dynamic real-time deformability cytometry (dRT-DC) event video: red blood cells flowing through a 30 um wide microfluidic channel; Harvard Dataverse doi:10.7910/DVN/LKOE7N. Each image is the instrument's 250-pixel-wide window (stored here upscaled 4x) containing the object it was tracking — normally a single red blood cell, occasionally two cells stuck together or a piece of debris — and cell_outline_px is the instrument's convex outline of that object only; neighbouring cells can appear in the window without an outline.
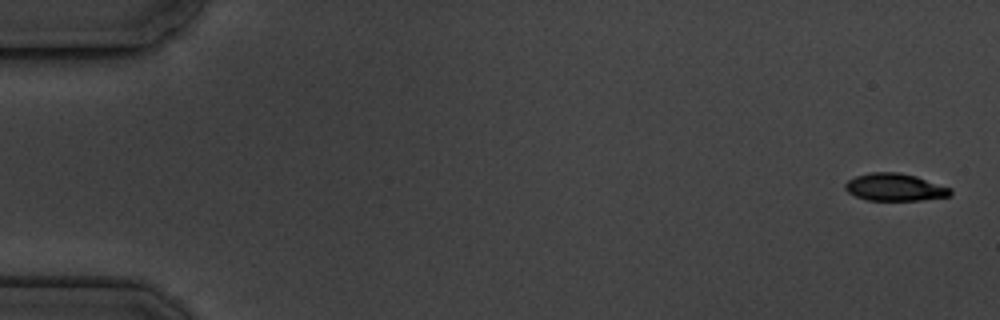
{"species": "common noctule bat (a hibernating species)", "species_latin": "Nyctalus noctula", "temperature_condition": "cold", "stored_images_in_passage": 15, "camera_frame_rate_fps": 3000, "um_per_image_px": 0.085, "animal": {"sex": "male", "body_mass_g": 19.5, "forearm_length_mm": 54.6}, "frame": {"image": 1, "passage_image": 1, "time_ms": 0.0, "image_size_px": [1000, 320], "cell_outline_px": [[952, 192], [948, 196], [920, 200], [868, 200], [856, 196], [848, 192], [844, 188], [844, 184], [848, 180], [856, 176], [872, 172], [896, 172], [916, 176], [952, 188]], "centroid_in_image_um": [76.05, 15.91], "position_along_channel_um": 8.9, "area_um2": 16.7}}
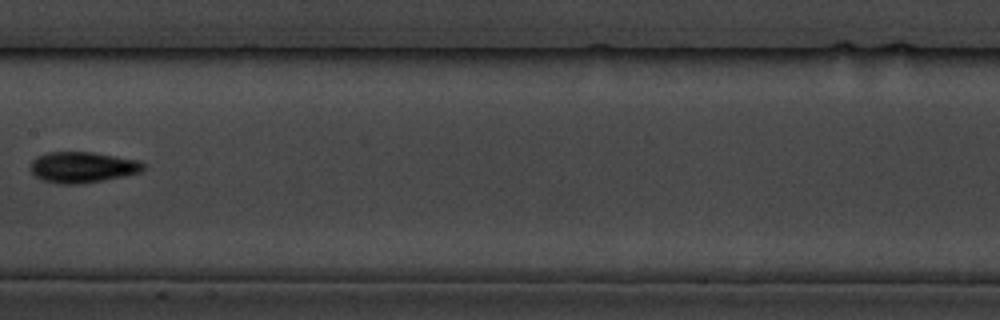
{"frame": {"image": 2, "passage_image": 8, "time_ms": 9.333, "image_size_px": [1000, 320], "cell_outline_px": [[144, 168], [140, 172], [124, 176], [104, 180], [80, 184], [60, 184], [44, 180], [36, 176], [32, 172], [32, 160], [36, 156], [44, 152], [92, 152], [140, 160], [144, 164]], "centroid_in_image_um": [7.02, 14.2], "position_along_channel_um": 200.4, "area_um2": 20.29}}
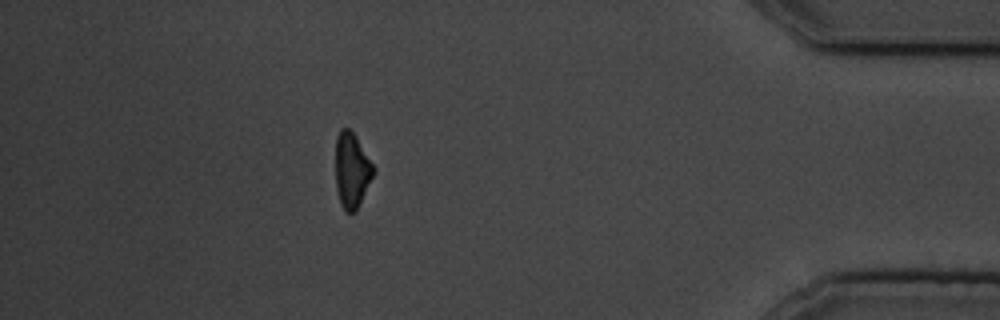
{"frame": {"image": 3, "passage_image": 14, "time_ms": 16.333, "image_size_px": [1000, 320], "cell_outline_px": [[376, 168], [360, 204], [356, 212], [344, 212], [340, 204], [336, 188], [336, 136], [340, 128], [348, 128], [356, 136]], "centroid_in_image_um": [29.9, 14.48], "position_along_channel_um": 405.3, "area_um2": 16.76}, "authors_computed_cell_mechanics": {"area_um2": 18.6694, "velocity_mm_per_s": 3.5469, "shape_relaxation_time_tau1_ms": 1.0896, "shape_relaxation_time_tau2_ms": null, "deformation_change_tau1": 0.0645, "deformation_change_tau2": null}}